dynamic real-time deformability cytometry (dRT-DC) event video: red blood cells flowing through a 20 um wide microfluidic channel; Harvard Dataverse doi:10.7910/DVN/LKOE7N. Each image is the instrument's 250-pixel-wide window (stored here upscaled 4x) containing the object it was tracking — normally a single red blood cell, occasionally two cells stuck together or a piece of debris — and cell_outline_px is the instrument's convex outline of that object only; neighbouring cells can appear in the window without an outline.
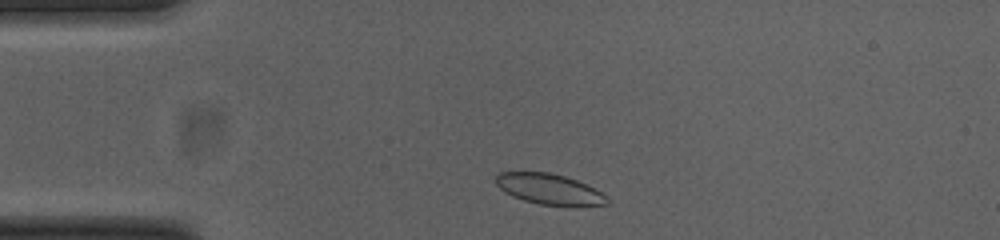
{"species": "common noctule bat (a hibernating species)", "species_latin": "Nyctalus noctula", "temperature_condition": "cold", "stored_images_in_passage": 36, "camera_frame_rate_fps": 3000, "um_per_image_px": 0.085, "animal": {"sex": "female", "body_mass_g": 23.0, "forearm_length_mm": 53.4}, "frame": {"image": 1, "passage_image": 2, "time_ms": 0.333, "image_size_px": [1000, 240], "cell_outline_px": [[612, 204], [572, 208], [540, 204], [524, 200], [512, 196], [504, 192], [496, 184], [496, 176], [500, 172], [548, 172], [564, 176], [588, 184], [608, 196]], "centroid_in_image_um": [46.8, 16.12], "position_along_channel_um": 38.2, "area_um2": 20.52}}
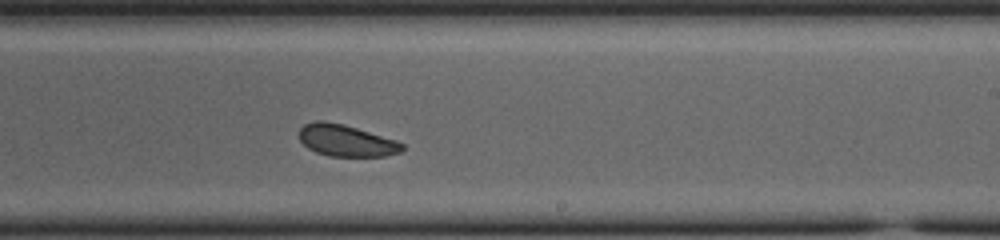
{"frame": {"image": 2, "passage_image": 22, "time_ms": 7.0, "image_size_px": [1000, 240], "cell_outline_px": [[404, 148], [400, 152], [384, 156], [328, 156], [316, 152], [308, 148], [300, 140], [300, 128], [304, 124], [316, 120], [324, 120], [344, 124], [396, 140], [404, 144]], "centroid_in_image_um": [29.41, 11.94], "position_along_channel_um": 259.6, "area_um2": 19.02}}
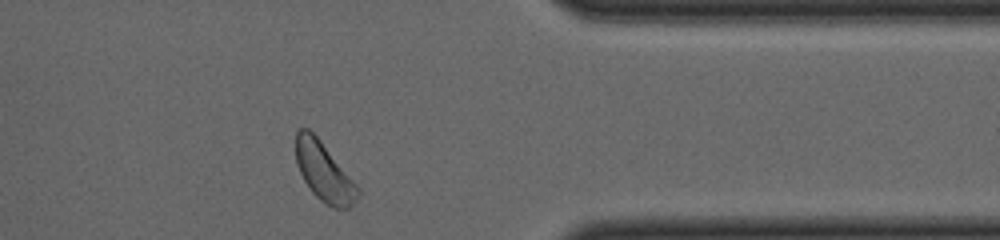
{"frame": {"image": 3, "passage_image": 33, "time_ms": 10.667, "image_size_px": [1000, 240], "cell_outline_px": [[360, 196], [348, 208], [332, 208], [320, 200], [312, 192], [304, 180], [296, 164], [296, 132], [300, 128], [308, 128], [320, 140], [360, 188]], "centroid_in_image_um": [27.55, 14.62], "position_along_channel_um": 383.9, "area_um2": 21.1}, "authors_computed_cell_mechanics": {"area_um2": 20.1722, "velocity_mm_per_s": 3.7893, "shape_relaxation_time_tau1_ms": 3.8584, "shape_relaxation_time_tau2_ms": 6.5676, "deformation_change_tau1": 0.0455, "deformation_change_tau2": 0.0982}}